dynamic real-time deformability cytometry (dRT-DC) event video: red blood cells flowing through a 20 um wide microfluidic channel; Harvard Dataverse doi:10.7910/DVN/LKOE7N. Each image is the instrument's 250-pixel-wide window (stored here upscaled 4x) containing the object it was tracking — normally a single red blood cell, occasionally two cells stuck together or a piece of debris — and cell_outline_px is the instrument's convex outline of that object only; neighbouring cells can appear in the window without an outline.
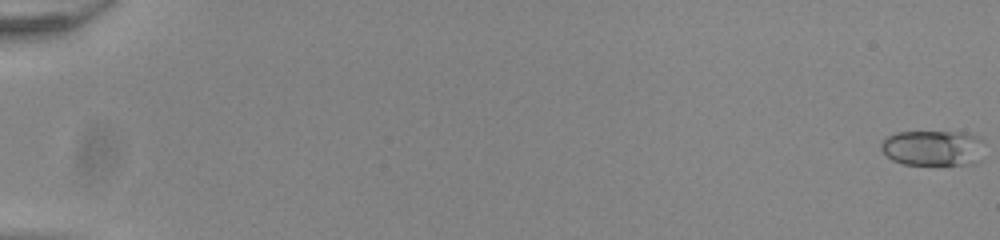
{"species": "common noctule bat (a hibernating species)", "species_latin": "Nyctalus noctula", "temperature_condition": "room temperature", "stored_images_in_passage": 54, "camera_frame_rate_fps": 3000, "um_per_image_px": 0.085, "animal": {"sex": "male", "body_mass_g": 20.0, "forearm_length_mm": 53.3}, "frame": {"image": 1, "passage_image": 1, "time_ms": 0.0, "image_size_px": [1000, 240], "cell_outline_px": [[984, 160], [976, 164], [904, 164], [892, 160], [880, 148], [880, 144], [884, 136], [896, 132], [968, 132], [980, 136], [984, 140]], "centroid_in_image_um": [79.39, 12.57], "position_along_channel_um": 5.6, "area_um2": 22.14}}
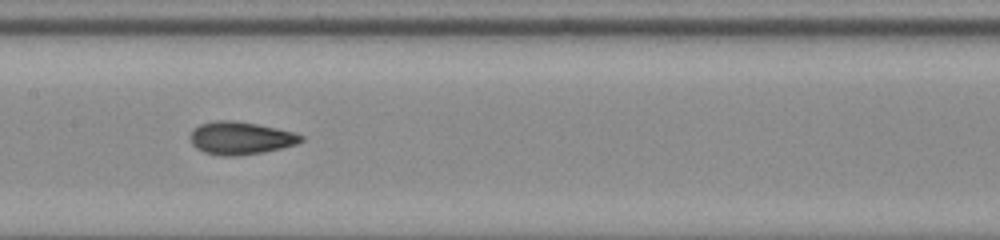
{"frame": {"image": 2, "passage_image": 30, "time_ms": 9.667, "image_size_px": [1000, 240], "cell_outline_px": [[304, 140], [296, 144], [264, 152], [240, 156], [220, 156], [204, 152], [196, 148], [192, 144], [188, 136], [192, 128], [200, 124], [216, 120], [236, 120], [276, 128], [292, 132], [304, 136]], "centroid_in_image_um": [20.39, 11.74], "position_along_channel_um": 187.0, "area_um2": 21.39}}
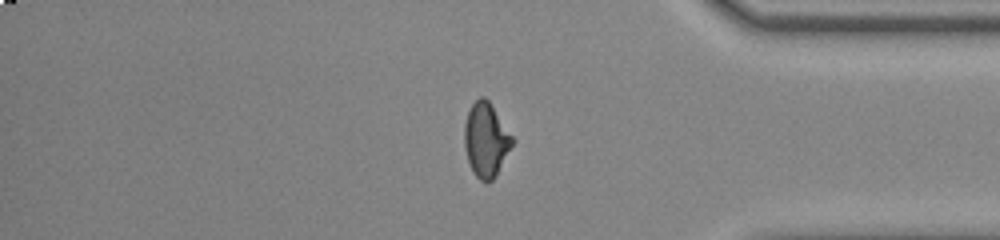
{"frame": {"image": 3, "passage_image": 47, "time_ms": 15.333, "image_size_px": [1000, 240], "cell_outline_px": [[516, 140], [496, 176], [488, 184], [480, 180], [476, 176], [468, 160], [464, 144], [464, 124], [468, 112], [472, 104], [480, 96], [484, 96], [492, 104]], "centroid_in_image_um": [41.34, 11.88], "position_along_channel_um": 393.9, "area_um2": 20.98}}